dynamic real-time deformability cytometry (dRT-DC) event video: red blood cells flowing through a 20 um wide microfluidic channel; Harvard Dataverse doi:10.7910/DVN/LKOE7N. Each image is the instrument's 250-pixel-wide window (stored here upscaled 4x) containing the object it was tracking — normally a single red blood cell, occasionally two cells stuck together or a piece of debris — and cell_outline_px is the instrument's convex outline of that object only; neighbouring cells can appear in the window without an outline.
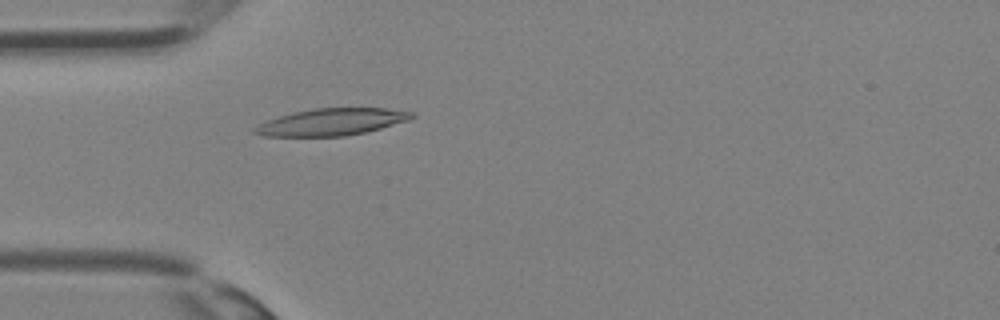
{"species": "Egyptian fruit bat (a non-hibernating species)", "species_latin": "Rousettus aegyptiacus", "temperature_condition": "room temperature", "stored_images_in_passage": 28, "camera_frame_rate_fps": 3000, "um_per_image_px": 0.085, "animal": {"sex": "female"}, "frame": {"image": 1, "passage_image": 4, "time_ms": 1.0, "image_size_px": [1000, 320], "cell_outline_px": [[416, 116], [408, 120], [380, 128], [364, 132], [344, 136], [260, 136], [252, 132], [252, 128], [268, 120], [280, 116], [296, 112], [316, 108], [384, 108], [412, 112]], "centroid_in_image_um": [28.16, 10.37], "position_along_channel_um": 56.8, "area_um2": 24.33}}
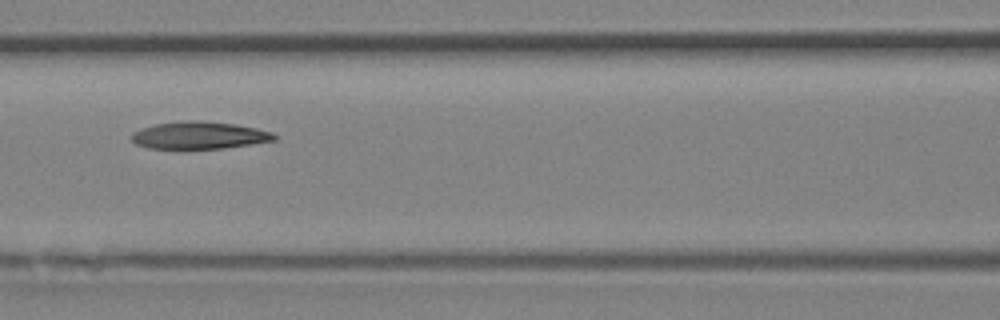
{"frame": {"image": 2, "passage_image": 9, "time_ms": 2.667, "image_size_px": [1000, 320], "cell_outline_px": [[276, 140], [224, 148], [148, 148], [136, 144], [132, 140], [132, 132], [140, 128], [156, 124], [180, 120], [200, 120], [236, 124], [256, 128], [272, 132], [276, 136]], "centroid_in_image_um": [16.92, 11.48], "position_along_channel_um": 149.7, "area_um2": 22.72}}
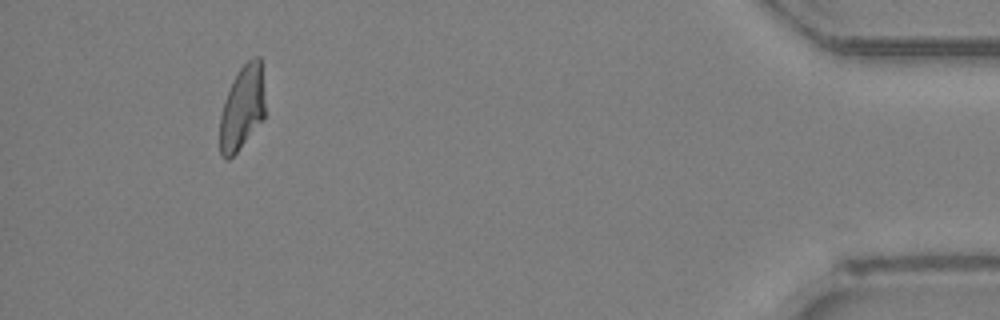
{"frame": {"image": 3, "passage_image": 26, "time_ms": 8.333, "image_size_px": [1000, 320], "cell_outline_px": [[264, 120], [236, 152], [228, 160], [224, 160], [220, 156], [220, 116], [224, 100], [240, 68], [252, 56], [260, 56], [264, 104]], "centroid_in_image_um": [20.58, 9.21], "position_along_channel_um": 414.6, "area_um2": 21.96}}